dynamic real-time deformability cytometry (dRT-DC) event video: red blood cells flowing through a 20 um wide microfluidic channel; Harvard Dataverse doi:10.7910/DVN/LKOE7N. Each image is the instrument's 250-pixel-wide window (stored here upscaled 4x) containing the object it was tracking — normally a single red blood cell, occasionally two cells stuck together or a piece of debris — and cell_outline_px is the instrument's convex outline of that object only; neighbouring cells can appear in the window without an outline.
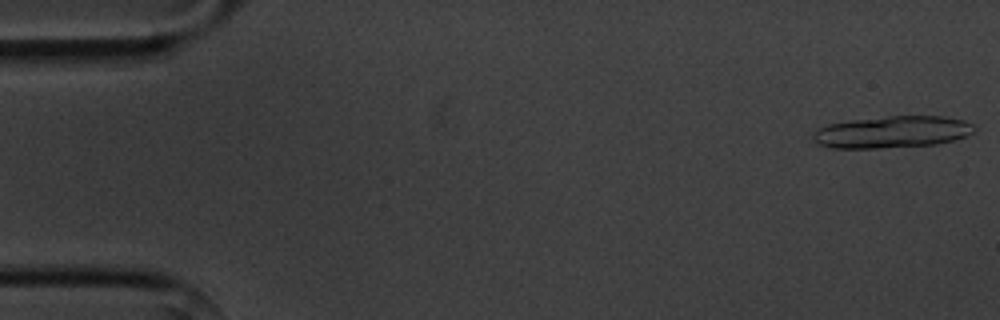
{"species": "common noctule bat (a hibernating species)", "species_latin": "Nyctalus noctula", "temperature_condition": "cold", "stored_images_in_passage": 8, "camera_frame_rate_fps": 3000, "um_per_image_px": 0.085, "animal": {"sex": "male", "body_mass_g": 20.1, "forearm_length_mm": 53.5}, "frame": {"image": 1, "passage_image": 1, "time_ms": 0.0, "image_size_px": [1000, 320], "cell_outline_px": [[976, 128], [968, 136], [936, 144], [880, 148], [828, 148], [816, 144], [812, 136], [812, 132], [816, 128], [828, 124], [852, 120], [888, 116], [944, 116], [964, 120], [972, 124]], "centroid_in_image_um": [75.79, 11.22], "position_along_channel_um": 9.2, "area_um2": 30.17}}